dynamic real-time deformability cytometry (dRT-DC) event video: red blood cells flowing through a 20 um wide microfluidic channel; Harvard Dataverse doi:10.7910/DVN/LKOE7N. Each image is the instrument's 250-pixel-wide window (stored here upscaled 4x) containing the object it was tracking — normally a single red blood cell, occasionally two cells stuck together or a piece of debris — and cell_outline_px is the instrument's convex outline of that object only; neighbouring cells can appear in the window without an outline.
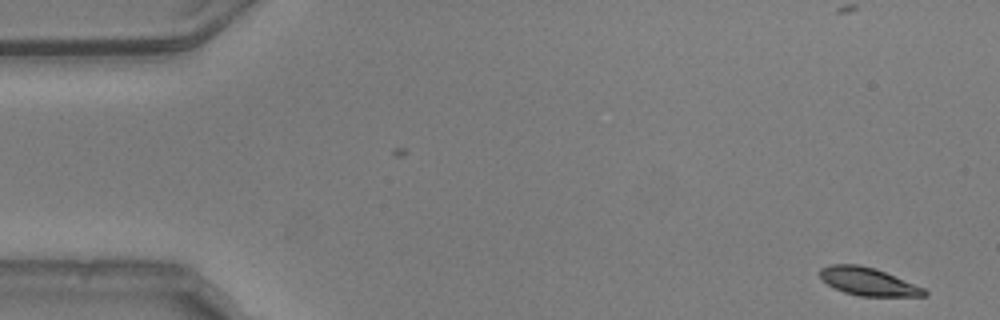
{"species": "common noctule bat (a hibernating species)", "species_latin": "Nyctalus noctula", "temperature_condition": "warm", "stored_images_in_passage": 53, "camera_frame_rate_fps": 3000, "um_per_image_px": 0.085, "animal": {"sex": "male", "body_mass_g": 20.5, "forearm_length_mm": 52.5}, "frame": {"image": 1, "passage_image": 1, "time_ms": 0.0, "image_size_px": [1000, 320], "cell_outline_px": [[928, 296], [860, 296], [844, 292], [828, 284], [820, 276], [820, 268], [832, 264], [860, 264], [876, 268], [924, 288], [928, 292]], "centroid_in_image_um": [73.81, 23.92], "position_along_channel_um": 11.2, "area_um2": 16.88}}
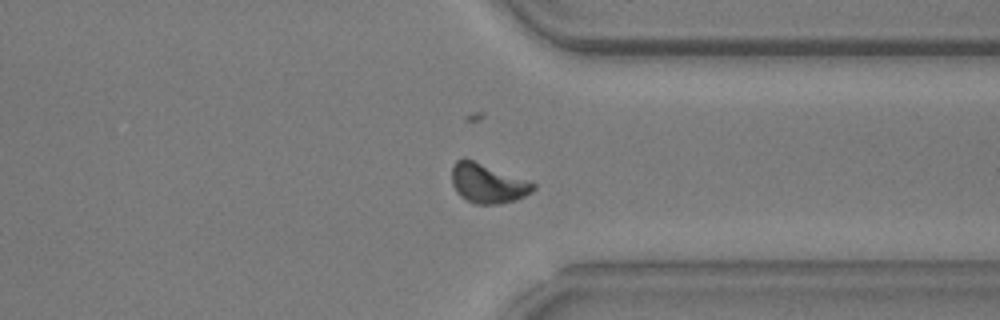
{"frame": {"image": 2, "passage_image": 40, "time_ms": 13.0, "image_size_px": [1000, 320], "cell_outline_px": [[536, 188], [532, 192], [516, 200], [500, 204], [476, 204], [460, 196], [456, 192], [452, 184], [452, 164], [456, 160], [464, 156], [532, 180], [536, 184]], "centroid_in_image_um": [41.48, 15.54], "position_along_channel_um": 369.9, "area_um2": 19.42}}
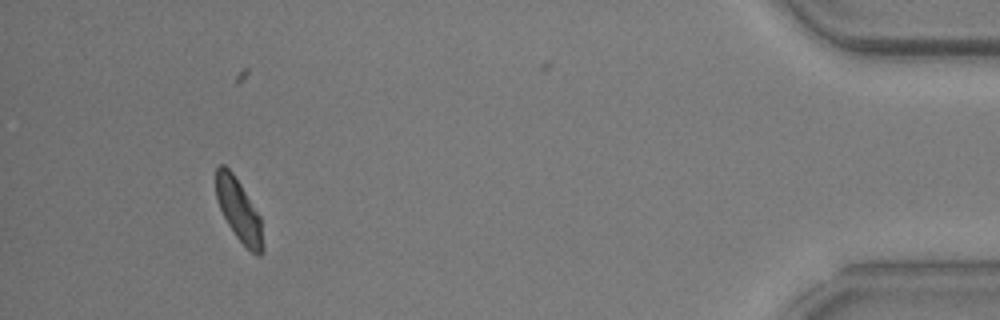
{"frame": {"image": 3, "passage_image": 49, "time_ms": 16.0, "image_size_px": [1000, 320], "cell_outline_px": [[264, 252], [260, 256], [256, 256], [236, 236], [228, 224], [220, 208], [216, 196], [216, 168], [220, 164], [224, 164], [232, 172], [240, 184], [260, 216], [264, 248]], "centroid_in_image_um": [20.31, 17.89], "position_along_channel_um": 414.9, "area_um2": 16.76}, "authors_computed_cell_mechanics": {"area_um2": 18.0336, "velocity_mm_per_s": 3.736, "shape_relaxation_time_tau1_ms": 2.1551, "shape_relaxation_time_tau2_ms": 3.3108, "deformation_change_tau1": 0.1097, "deformation_change_tau2": 0.0763}}